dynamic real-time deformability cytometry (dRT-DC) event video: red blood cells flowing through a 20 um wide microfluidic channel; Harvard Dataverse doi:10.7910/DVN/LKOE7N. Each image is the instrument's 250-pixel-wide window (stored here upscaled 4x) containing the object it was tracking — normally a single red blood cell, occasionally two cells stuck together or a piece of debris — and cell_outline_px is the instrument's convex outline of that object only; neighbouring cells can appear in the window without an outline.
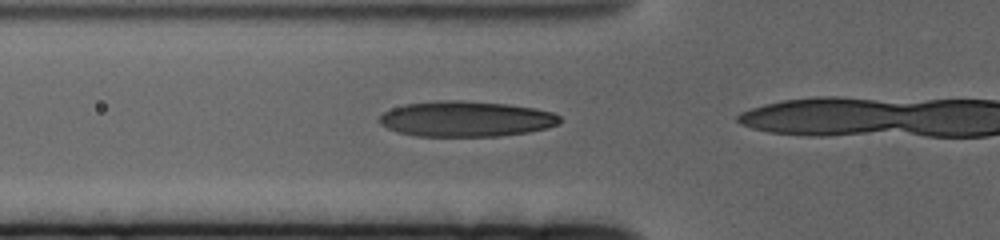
{"species": "human", "species_latin": "Homo sapiens", "temperature_condition": "cold", "stored_images_in_passage": 19, "camera_frame_rate_fps": 3000, "um_per_image_px": 0.085, "donor": {"sex": "female"}, "frame": {"image": 1, "passage_image": 17, "time_ms": 5.333, "image_size_px": [1000, 240], "cell_outline_px": [[560, 120], [556, 124], [540, 128], [520, 132], [484, 136], [428, 136], [404, 132], [392, 128], [384, 124], [380, 120], [388, 112], [396, 108], [412, 104], [496, 104], [528, 108], [548, 112], [556, 116]], "centroid_in_image_um": [39.64, 10.16], "position_along_channel_um": 86.2, "area_um2": 33.23}}